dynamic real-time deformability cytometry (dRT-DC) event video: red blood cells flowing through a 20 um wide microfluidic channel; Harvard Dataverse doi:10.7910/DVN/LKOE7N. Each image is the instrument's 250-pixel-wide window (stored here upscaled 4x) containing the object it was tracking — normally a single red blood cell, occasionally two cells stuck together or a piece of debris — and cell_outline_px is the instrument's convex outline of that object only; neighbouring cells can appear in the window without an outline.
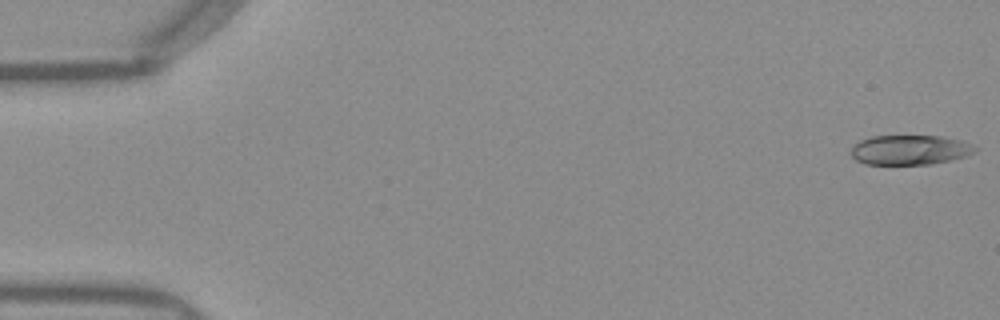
{"species": "Egyptian fruit bat (a non-hibernating species)", "species_latin": "Rousettus aegyptiacus", "temperature_condition": "warm", "stored_images_in_passage": 11, "camera_frame_rate_fps": 3000, "um_per_image_px": 0.085, "frame": {"image": 1, "passage_image": 1, "time_ms": 0.0, "image_size_px": [1000, 320], "cell_outline_px": [[980, 148], [976, 152], [968, 156], [952, 160], [932, 164], [864, 164], [856, 160], [852, 156], [852, 148], [860, 140], [872, 136], [940, 136], [960, 140]], "centroid_in_image_um": [77.4, 12.75], "position_along_channel_um": 7.6, "area_um2": 21.56}}